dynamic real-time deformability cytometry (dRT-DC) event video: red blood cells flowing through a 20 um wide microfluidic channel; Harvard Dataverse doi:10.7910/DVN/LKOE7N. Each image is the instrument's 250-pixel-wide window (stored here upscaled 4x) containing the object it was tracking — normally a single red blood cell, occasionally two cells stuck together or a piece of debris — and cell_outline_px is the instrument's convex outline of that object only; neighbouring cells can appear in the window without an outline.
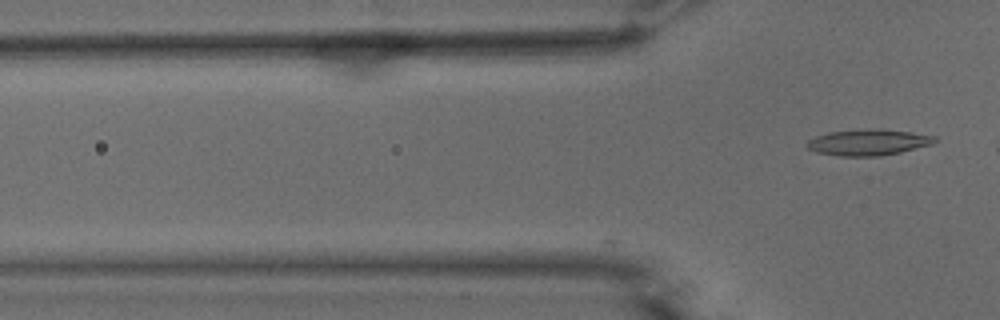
{"species": "common noctule bat (a hibernating species)", "species_latin": "Nyctalus noctula", "temperature_condition": "warm", "stored_images_in_passage": 3, "camera_frame_rate_fps": 3000, "um_per_image_px": 0.085, "animal": {"sex": "male", "body_mass_g": 15.6}, "frame": {"image": 1, "passage_image": 3, "time_ms": 0.667, "image_size_px": [1000, 320], "cell_outline_px": [[936, 140], [932, 144], [900, 152], [880, 156], [840, 156], [816, 152], [808, 148], [804, 144], [808, 140], [816, 136], [828, 132], [868, 128], [880, 128], [912, 132], [936, 136]], "centroid_in_image_um": [73.78, 12.08], "position_along_channel_um": 52.0, "area_um2": 19.59}}